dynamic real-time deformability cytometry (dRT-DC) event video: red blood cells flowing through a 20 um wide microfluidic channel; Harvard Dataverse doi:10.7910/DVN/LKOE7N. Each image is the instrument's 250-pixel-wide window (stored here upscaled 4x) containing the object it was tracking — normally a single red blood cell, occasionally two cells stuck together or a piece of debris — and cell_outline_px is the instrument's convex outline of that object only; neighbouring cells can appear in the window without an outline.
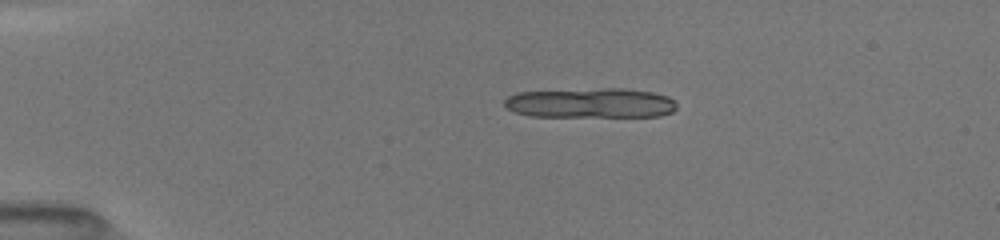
{"species": "common noctule bat (a hibernating species)", "species_latin": "Nyctalus noctula", "temperature_condition": "room temperature", "stored_images_in_passage": 16, "segment_of_instrument_passage": [1, 2], "camera_frame_rate_fps": 3000, "um_per_image_px": 0.085, "animal": {"sex": "female", "body_mass_g": 19.5, "forearm_length_mm": 54.1}, "frame": {"image": 1, "passage_image": 1, "time_ms": 0.0, "image_size_px": [1000, 240], "cell_outline_px": [[676, 108], [672, 112], [660, 116], [528, 116], [516, 112], [508, 108], [504, 104], [504, 100], [508, 96], [516, 92], [600, 88], [624, 88], [652, 92], [668, 96], [676, 100]], "centroid_in_image_um": [50.22, 8.75], "position_along_channel_um": 34.8, "area_um2": 30.11}}